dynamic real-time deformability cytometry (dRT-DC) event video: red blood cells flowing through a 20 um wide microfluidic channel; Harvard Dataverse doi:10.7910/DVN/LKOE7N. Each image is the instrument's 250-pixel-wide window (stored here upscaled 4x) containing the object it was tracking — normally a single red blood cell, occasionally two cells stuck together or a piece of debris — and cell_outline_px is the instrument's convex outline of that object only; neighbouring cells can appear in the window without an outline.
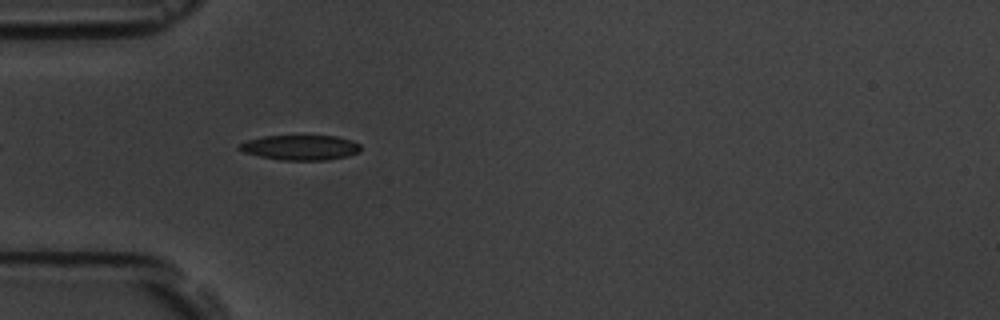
{"species": "common noctule bat (a hibernating species)", "species_latin": "Nyctalus noctula", "temperature_condition": "room temperature", "stored_images_in_passage": 4, "camera_frame_rate_fps": 3000, "um_per_image_px": 0.085, "animal": {"sex": "male", "body_mass_g": 19.5, "forearm_length_mm": 54.6}, "frame": {"image": 1, "passage_image": 4, "time_ms": 4.333, "image_size_px": [1000, 320], "cell_outline_px": [[360, 152], [348, 156], [324, 160], [280, 160], [260, 156], [244, 152], [236, 148], [236, 144], [248, 140], [264, 136], [336, 136], [352, 140], [360, 144]], "centroid_in_image_um": [25.52, 12.54], "position_along_channel_um": 59.5, "area_um2": 17.74}}